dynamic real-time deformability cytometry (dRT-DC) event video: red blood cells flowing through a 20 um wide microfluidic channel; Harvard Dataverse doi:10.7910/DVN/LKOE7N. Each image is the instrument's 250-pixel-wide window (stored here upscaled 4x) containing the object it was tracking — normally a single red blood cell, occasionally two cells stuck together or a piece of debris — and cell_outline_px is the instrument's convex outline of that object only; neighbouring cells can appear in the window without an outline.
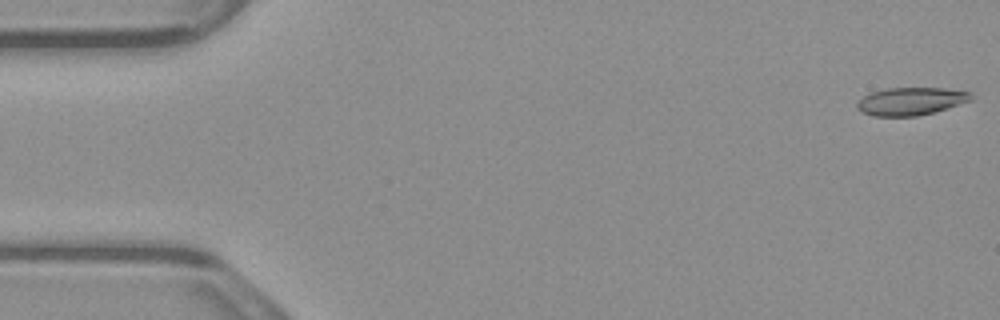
{"species": "common noctule bat (a hibernating species)", "species_latin": "Nyctalus noctula", "temperature_condition": "warm", "stored_images_in_passage": 10, "camera_frame_rate_fps": 3000, "um_per_image_px": 0.085, "animal": {"sex": "male", "body_mass_g": 23.1, "forearm_length_mm": 52.7}, "frame": {"image": 1, "passage_image": 1, "time_ms": 0.0, "image_size_px": [1000, 320], "cell_outline_px": [[972, 100], [936, 112], [916, 116], [872, 116], [860, 112], [856, 108], [856, 104], [868, 92], [884, 88], [944, 88], [972, 92]], "centroid_in_image_um": [77.4, 8.61], "position_along_channel_um": 7.6, "area_um2": 18.73}}